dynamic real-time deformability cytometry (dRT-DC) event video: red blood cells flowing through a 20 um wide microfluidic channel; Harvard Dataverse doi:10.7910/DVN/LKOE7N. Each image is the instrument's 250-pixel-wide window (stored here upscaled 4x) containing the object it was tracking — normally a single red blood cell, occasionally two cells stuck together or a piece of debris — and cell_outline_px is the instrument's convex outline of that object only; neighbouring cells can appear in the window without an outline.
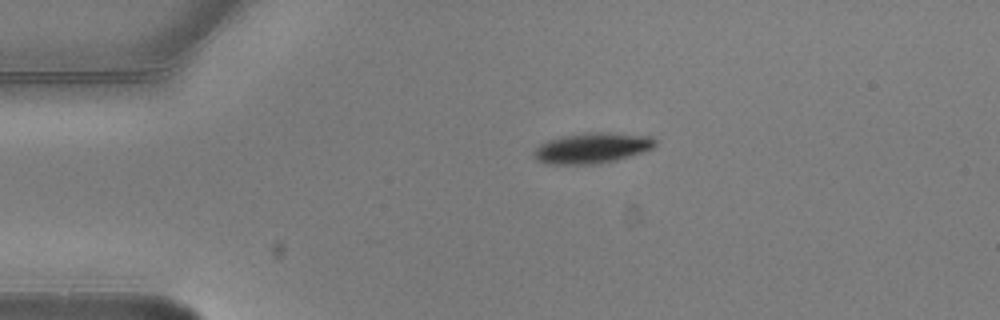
{"species": "common noctule bat (a hibernating species)", "species_latin": "Nyctalus noctula", "temperature_condition": "warm", "stored_images_in_passage": 2, "camera_frame_rate_fps": 3000, "um_per_image_px": 0.085, "animal": {"sex": "male", "body_mass_g": 20.5, "forearm_length_mm": 52.5}, "frame": {"image": 1, "passage_image": 1, "time_ms": 0.0, "image_size_px": [1000, 320], "cell_outline_px": [[656, 144], [652, 148], [644, 152], [616, 160], [596, 164], [544, 164], [536, 160], [532, 156], [532, 152], [540, 144], [548, 140], [560, 136], [584, 132], [608, 132], [652, 136], [656, 140]], "centroid_in_image_um": [50.3, 12.58], "position_along_channel_um": 34.7, "area_um2": 21.96}}